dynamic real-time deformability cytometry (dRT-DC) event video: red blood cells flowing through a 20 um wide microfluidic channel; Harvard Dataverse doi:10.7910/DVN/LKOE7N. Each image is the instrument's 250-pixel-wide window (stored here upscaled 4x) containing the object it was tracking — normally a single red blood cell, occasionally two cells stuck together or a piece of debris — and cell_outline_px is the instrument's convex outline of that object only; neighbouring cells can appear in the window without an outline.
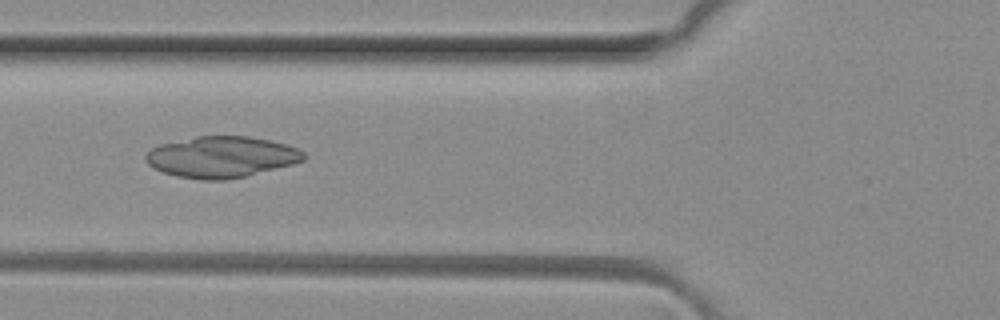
{"species": "common noctule bat (a hibernating species)", "species_latin": "Nyctalus noctula", "temperature_condition": "room temperature", "stored_images_in_passage": 3, "camera_frame_rate_fps": 3000, "um_per_image_px": 0.085, "animal": {"sex": "female", "body_mass_g": 29.2, "forearm_length_mm": 56.3}, "frame": {"image": 1, "passage_image": 3, "time_ms": 0.667, "image_size_px": [1000, 320], "cell_outline_px": [[304, 160], [292, 164], [244, 176], [224, 180], [200, 180], [176, 176], [152, 168], [144, 160], [144, 156], [152, 148], [160, 144], [196, 136], [248, 136], [288, 144], [304, 152]], "centroid_in_image_um": [18.78, 13.34], "position_along_channel_um": 107.0, "area_um2": 37.8}}